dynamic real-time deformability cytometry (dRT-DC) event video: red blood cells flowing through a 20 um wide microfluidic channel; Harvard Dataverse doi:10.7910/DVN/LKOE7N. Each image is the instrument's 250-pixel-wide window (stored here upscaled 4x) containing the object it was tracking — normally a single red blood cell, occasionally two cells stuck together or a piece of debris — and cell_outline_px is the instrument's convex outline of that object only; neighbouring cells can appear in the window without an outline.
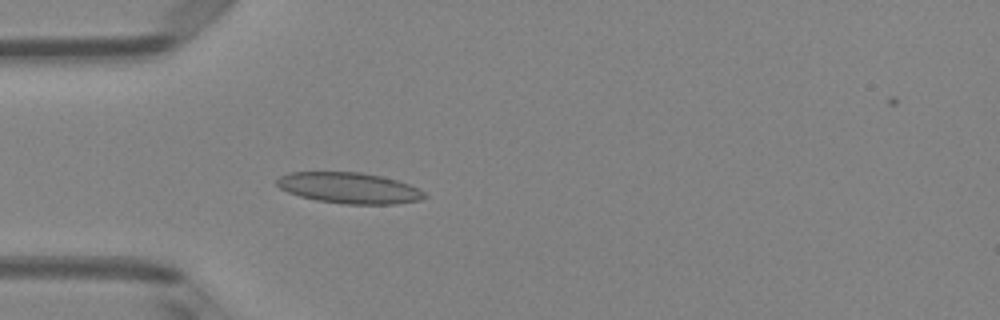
{"species": "Egyptian fruit bat (a non-hibernating species)", "species_latin": "Rousettus aegyptiacus", "temperature_condition": "room temperature", "stored_images_in_passage": 36, "camera_frame_rate_fps": 3000, "um_per_image_px": 0.085, "animal": {"sex": "female"}, "frame": {"image": 1, "passage_image": 1, "time_ms": 0.0, "image_size_px": [1000, 320], "cell_outline_px": [[428, 196], [420, 200], [396, 204], [344, 204], [316, 200], [300, 196], [288, 192], [280, 188], [276, 184], [276, 180], [280, 176], [292, 172], [360, 172], [380, 176], [396, 180], [408, 184], [424, 192]], "centroid_in_image_um": [29.67, 15.98], "position_along_channel_um": 55.3, "area_um2": 26.47}}
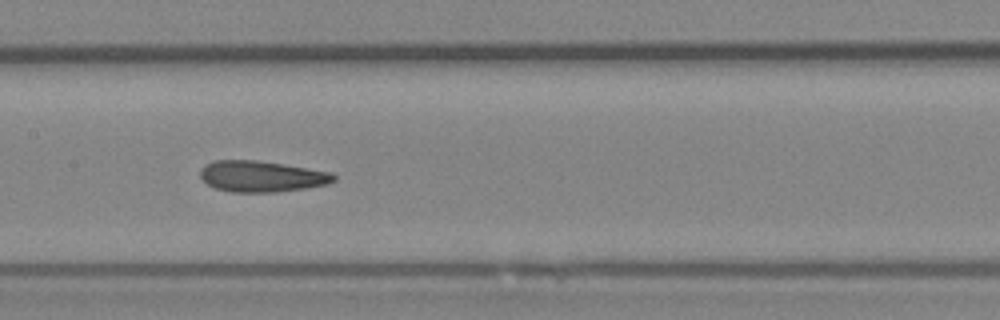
{"frame": {"image": 2, "passage_image": 11, "time_ms": 3.333, "image_size_px": [1000, 320], "cell_outline_px": [[336, 180], [328, 184], [304, 188], [276, 192], [232, 192], [216, 188], [208, 184], [200, 176], [200, 168], [204, 164], [212, 160], [256, 160], [332, 172], [336, 176]], "centroid_in_image_um": [22.22, 14.98], "position_along_channel_um": 185.2, "area_um2": 24.16}}
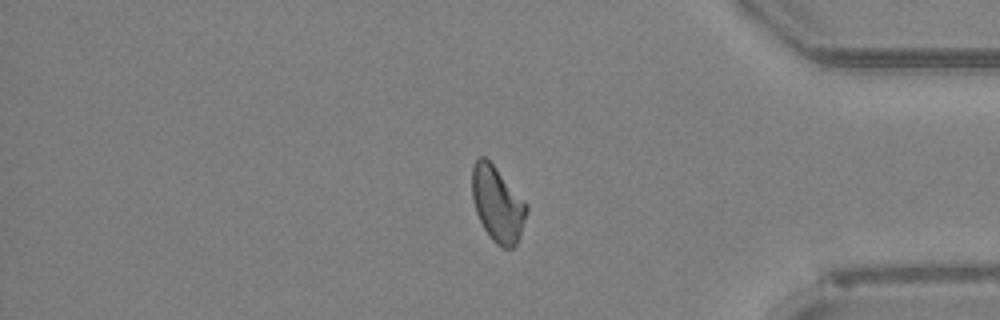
{"frame": {"image": 3, "passage_image": 28, "time_ms": 9.0, "image_size_px": [1000, 320], "cell_outline_px": [[528, 208], [520, 236], [516, 244], [512, 248], [504, 248], [496, 244], [492, 240], [484, 228], [476, 212], [472, 196], [472, 164], [480, 156], [484, 156], [496, 168], [528, 204]], "centroid_in_image_um": [42.29, 17.35], "position_along_channel_um": 392.9, "area_um2": 23.76}, "authors_computed_cell_mechanics": {"area_um2": 23.8714, "velocity_mm_per_s": 4.0734, "shape_relaxation_time_tau1_ms": null, "shape_relaxation_time_tau2_ms": 2.1804, "deformation_change_tau1": null, "deformation_change_tau2": 0.1085}}